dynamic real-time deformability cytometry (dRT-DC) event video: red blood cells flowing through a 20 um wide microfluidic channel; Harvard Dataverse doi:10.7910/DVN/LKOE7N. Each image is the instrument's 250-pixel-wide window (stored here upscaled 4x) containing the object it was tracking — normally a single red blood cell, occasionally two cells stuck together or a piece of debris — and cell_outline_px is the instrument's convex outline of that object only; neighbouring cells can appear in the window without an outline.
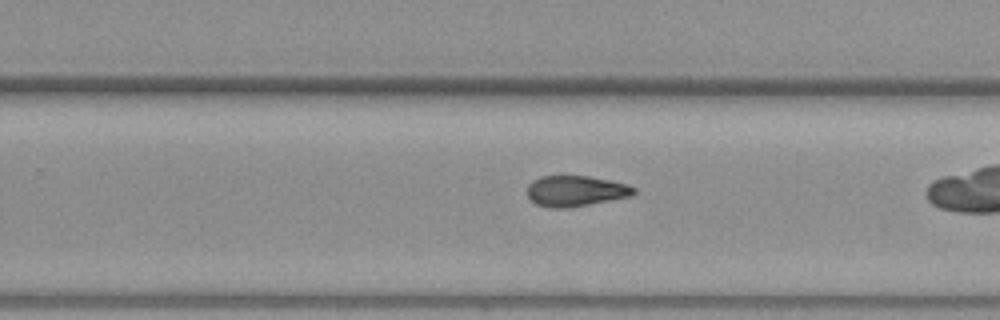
{"species": "common noctule bat (a hibernating species)", "species_latin": "Nyctalus noctula", "temperature_condition": "warm", "stored_images_in_passage": 30, "camera_frame_rate_fps": 3000, "um_per_image_px": 0.085, "animal": {"sex": "female", "body_mass_g": 19.3, "forearm_length_mm": 54.1}, "frame": {"image": 1, "passage_image": 22, "time_ms": 7.0, "image_size_px": [1000, 320], "cell_outline_px": [[636, 192], [632, 196], [588, 204], [564, 208], [548, 208], [536, 204], [528, 196], [528, 184], [532, 180], [540, 176], [588, 176], [628, 184], [636, 188]], "centroid_in_image_um": [48.92, 16.23], "position_along_channel_um": 280.9, "area_um2": 19.02}}